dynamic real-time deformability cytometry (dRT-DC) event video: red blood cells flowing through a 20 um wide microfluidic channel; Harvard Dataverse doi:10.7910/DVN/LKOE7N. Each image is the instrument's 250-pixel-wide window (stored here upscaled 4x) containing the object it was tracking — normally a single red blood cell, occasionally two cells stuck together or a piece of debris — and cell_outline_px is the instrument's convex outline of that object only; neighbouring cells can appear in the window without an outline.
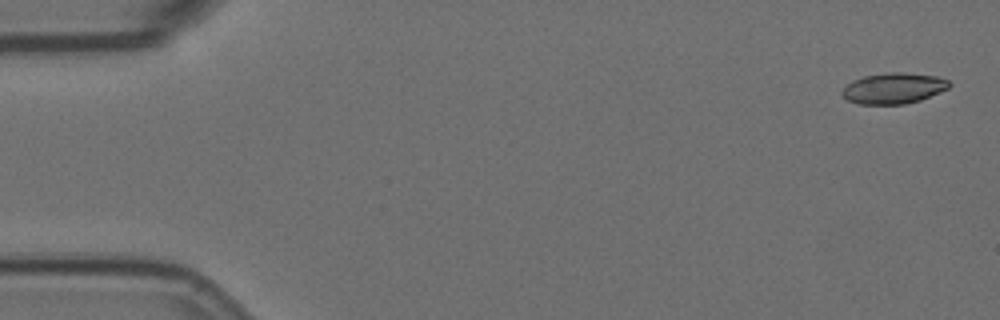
{"species": "Egyptian fruit bat (a non-hibernating species)", "species_latin": "Rousettus aegyptiacus", "temperature_condition": "room temperature", "stored_images_in_passage": 5, "camera_frame_rate_fps": 3000, "um_per_image_px": 0.085, "animal": {"sex": "female"}, "frame": {"image": 1, "passage_image": 1, "time_ms": 0.0, "image_size_px": [1000, 320], "cell_outline_px": [[952, 84], [948, 88], [940, 92], [920, 100], [904, 104], [860, 104], [848, 100], [840, 96], [840, 92], [852, 80], [864, 76], [892, 72], [900, 72], [936, 76], [948, 80]], "centroid_in_image_um": [75.94, 7.51], "position_along_channel_um": 9.1, "area_um2": 19.19}}
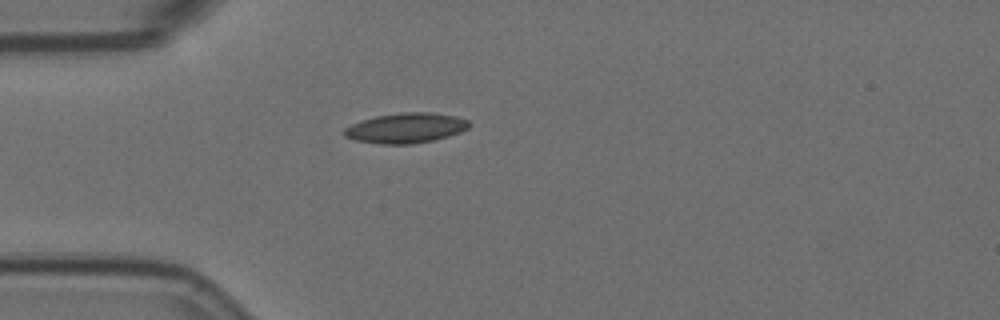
{"frame": {"image": 2, "passage_image": 4, "time_ms": 1.0, "image_size_px": [1000, 320], "cell_outline_px": [[472, 124], [468, 128], [460, 132], [448, 136], [432, 140], [412, 144], [380, 144], [356, 140], [344, 136], [340, 132], [344, 128], [360, 120], [376, 116], [404, 112], [432, 112], [456, 116], [468, 120]], "centroid_in_image_um": [34.48, 10.87], "position_along_channel_um": 50.5, "area_um2": 22.02}}